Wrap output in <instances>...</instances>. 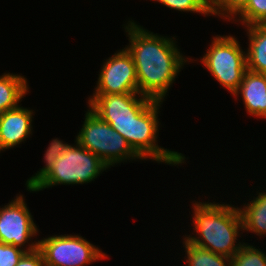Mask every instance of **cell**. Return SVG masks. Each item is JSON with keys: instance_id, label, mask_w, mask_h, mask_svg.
Wrapping results in <instances>:
<instances>
[{"instance_id": "obj_1", "label": "cell", "mask_w": 266, "mask_h": 266, "mask_svg": "<svg viewBox=\"0 0 266 266\" xmlns=\"http://www.w3.org/2000/svg\"><path fill=\"white\" fill-rule=\"evenodd\" d=\"M136 94L139 93L93 94L89 109L119 132L142 159L173 165L184 163L181 153L156 144L160 101L143 95L138 99Z\"/></svg>"}, {"instance_id": "obj_2", "label": "cell", "mask_w": 266, "mask_h": 266, "mask_svg": "<svg viewBox=\"0 0 266 266\" xmlns=\"http://www.w3.org/2000/svg\"><path fill=\"white\" fill-rule=\"evenodd\" d=\"M125 29L131 44L125 48L134 60L139 95L162 102L185 58L175 47L173 38L150 33L134 21Z\"/></svg>"}, {"instance_id": "obj_3", "label": "cell", "mask_w": 266, "mask_h": 266, "mask_svg": "<svg viewBox=\"0 0 266 266\" xmlns=\"http://www.w3.org/2000/svg\"><path fill=\"white\" fill-rule=\"evenodd\" d=\"M194 229L200 237H185L190 243L231 258L243 244H235L243 230L239 208L213 203H194ZM202 239V240H201Z\"/></svg>"}, {"instance_id": "obj_4", "label": "cell", "mask_w": 266, "mask_h": 266, "mask_svg": "<svg viewBox=\"0 0 266 266\" xmlns=\"http://www.w3.org/2000/svg\"><path fill=\"white\" fill-rule=\"evenodd\" d=\"M69 145L50 170L29 191H40L58 184H83L93 181L108 168L94 153L76 142Z\"/></svg>"}, {"instance_id": "obj_5", "label": "cell", "mask_w": 266, "mask_h": 266, "mask_svg": "<svg viewBox=\"0 0 266 266\" xmlns=\"http://www.w3.org/2000/svg\"><path fill=\"white\" fill-rule=\"evenodd\" d=\"M85 117L75 142L97 155L108 168L130 157L143 160L119 132L91 109Z\"/></svg>"}, {"instance_id": "obj_6", "label": "cell", "mask_w": 266, "mask_h": 266, "mask_svg": "<svg viewBox=\"0 0 266 266\" xmlns=\"http://www.w3.org/2000/svg\"><path fill=\"white\" fill-rule=\"evenodd\" d=\"M202 58L214 78L233 95L247 71L246 53L233 36H216ZM245 53V54H244Z\"/></svg>"}, {"instance_id": "obj_7", "label": "cell", "mask_w": 266, "mask_h": 266, "mask_svg": "<svg viewBox=\"0 0 266 266\" xmlns=\"http://www.w3.org/2000/svg\"><path fill=\"white\" fill-rule=\"evenodd\" d=\"M45 266H85L106 258L98 247L78 235L50 236L38 241Z\"/></svg>"}, {"instance_id": "obj_8", "label": "cell", "mask_w": 266, "mask_h": 266, "mask_svg": "<svg viewBox=\"0 0 266 266\" xmlns=\"http://www.w3.org/2000/svg\"><path fill=\"white\" fill-rule=\"evenodd\" d=\"M106 60L93 94L139 93L136 68L126 48Z\"/></svg>"}, {"instance_id": "obj_9", "label": "cell", "mask_w": 266, "mask_h": 266, "mask_svg": "<svg viewBox=\"0 0 266 266\" xmlns=\"http://www.w3.org/2000/svg\"><path fill=\"white\" fill-rule=\"evenodd\" d=\"M37 232L23 196H16L0 209V242L21 248Z\"/></svg>"}, {"instance_id": "obj_10", "label": "cell", "mask_w": 266, "mask_h": 266, "mask_svg": "<svg viewBox=\"0 0 266 266\" xmlns=\"http://www.w3.org/2000/svg\"><path fill=\"white\" fill-rule=\"evenodd\" d=\"M32 110L17 107L0 114V147L2 150L20 144L31 132Z\"/></svg>"}, {"instance_id": "obj_11", "label": "cell", "mask_w": 266, "mask_h": 266, "mask_svg": "<svg viewBox=\"0 0 266 266\" xmlns=\"http://www.w3.org/2000/svg\"><path fill=\"white\" fill-rule=\"evenodd\" d=\"M239 93L249 115L266 118V74L247 70L234 96Z\"/></svg>"}, {"instance_id": "obj_12", "label": "cell", "mask_w": 266, "mask_h": 266, "mask_svg": "<svg viewBox=\"0 0 266 266\" xmlns=\"http://www.w3.org/2000/svg\"><path fill=\"white\" fill-rule=\"evenodd\" d=\"M247 27L250 41L246 53L247 70L266 74V31L257 24Z\"/></svg>"}, {"instance_id": "obj_13", "label": "cell", "mask_w": 266, "mask_h": 266, "mask_svg": "<svg viewBox=\"0 0 266 266\" xmlns=\"http://www.w3.org/2000/svg\"><path fill=\"white\" fill-rule=\"evenodd\" d=\"M24 76L5 74L0 76V114L19 107L17 105L28 92Z\"/></svg>"}, {"instance_id": "obj_14", "label": "cell", "mask_w": 266, "mask_h": 266, "mask_svg": "<svg viewBox=\"0 0 266 266\" xmlns=\"http://www.w3.org/2000/svg\"><path fill=\"white\" fill-rule=\"evenodd\" d=\"M243 208H239L243 230H249L260 236L266 235V193H259Z\"/></svg>"}, {"instance_id": "obj_15", "label": "cell", "mask_w": 266, "mask_h": 266, "mask_svg": "<svg viewBox=\"0 0 266 266\" xmlns=\"http://www.w3.org/2000/svg\"><path fill=\"white\" fill-rule=\"evenodd\" d=\"M184 240L188 266H231L229 257L192 244L186 238Z\"/></svg>"}, {"instance_id": "obj_16", "label": "cell", "mask_w": 266, "mask_h": 266, "mask_svg": "<svg viewBox=\"0 0 266 266\" xmlns=\"http://www.w3.org/2000/svg\"><path fill=\"white\" fill-rule=\"evenodd\" d=\"M230 261L231 266H266V254L244 243Z\"/></svg>"}, {"instance_id": "obj_17", "label": "cell", "mask_w": 266, "mask_h": 266, "mask_svg": "<svg viewBox=\"0 0 266 266\" xmlns=\"http://www.w3.org/2000/svg\"><path fill=\"white\" fill-rule=\"evenodd\" d=\"M62 142L63 141L58 139H53V141L50 143L46 153L44 154L46 165L40 169L35 176L27 180V189H31L50 170L57 158L61 156L68 148L69 145Z\"/></svg>"}, {"instance_id": "obj_18", "label": "cell", "mask_w": 266, "mask_h": 266, "mask_svg": "<svg viewBox=\"0 0 266 266\" xmlns=\"http://www.w3.org/2000/svg\"><path fill=\"white\" fill-rule=\"evenodd\" d=\"M249 0H209V12L212 15H222V17L236 16L248 3ZM227 15H226V14Z\"/></svg>"}, {"instance_id": "obj_19", "label": "cell", "mask_w": 266, "mask_h": 266, "mask_svg": "<svg viewBox=\"0 0 266 266\" xmlns=\"http://www.w3.org/2000/svg\"><path fill=\"white\" fill-rule=\"evenodd\" d=\"M237 15L246 26L257 24L266 16V0H249Z\"/></svg>"}, {"instance_id": "obj_20", "label": "cell", "mask_w": 266, "mask_h": 266, "mask_svg": "<svg viewBox=\"0 0 266 266\" xmlns=\"http://www.w3.org/2000/svg\"><path fill=\"white\" fill-rule=\"evenodd\" d=\"M37 248L38 242H32L26 250L0 242V266H16L26 252H32Z\"/></svg>"}, {"instance_id": "obj_21", "label": "cell", "mask_w": 266, "mask_h": 266, "mask_svg": "<svg viewBox=\"0 0 266 266\" xmlns=\"http://www.w3.org/2000/svg\"><path fill=\"white\" fill-rule=\"evenodd\" d=\"M178 11H190L209 15V0H153Z\"/></svg>"}, {"instance_id": "obj_22", "label": "cell", "mask_w": 266, "mask_h": 266, "mask_svg": "<svg viewBox=\"0 0 266 266\" xmlns=\"http://www.w3.org/2000/svg\"><path fill=\"white\" fill-rule=\"evenodd\" d=\"M44 259L41 251L37 248L32 252H26L16 266H44Z\"/></svg>"}, {"instance_id": "obj_23", "label": "cell", "mask_w": 266, "mask_h": 266, "mask_svg": "<svg viewBox=\"0 0 266 266\" xmlns=\"http://www.w3.org/2000/svg\"><path fill=\"white\" fill-rule=\"evenodd\" d=\"M257 25L266 31V16L261 21H259Z\"/></svg>"}]
</instances>
